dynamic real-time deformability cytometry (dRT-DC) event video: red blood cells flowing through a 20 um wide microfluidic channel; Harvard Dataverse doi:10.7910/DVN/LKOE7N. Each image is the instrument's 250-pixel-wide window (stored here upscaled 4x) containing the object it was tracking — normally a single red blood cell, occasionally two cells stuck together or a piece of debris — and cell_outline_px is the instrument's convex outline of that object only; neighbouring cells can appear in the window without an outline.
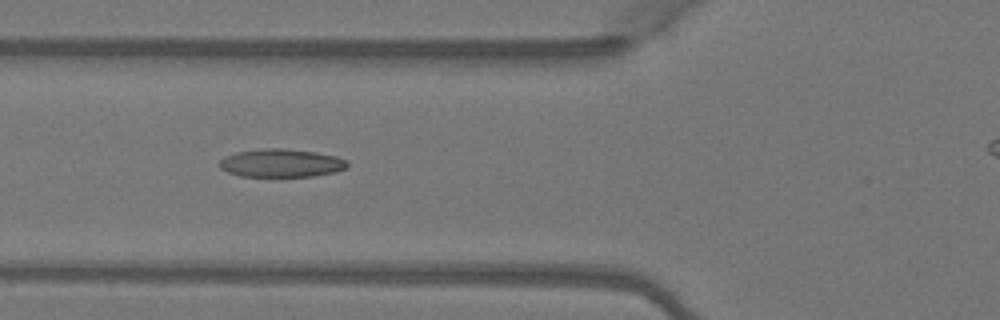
{"species": "Egyptian fruit bat (a non-hibernating species)", "species_latin": "Rousettus aegyptiacus", "temperature_condition": "warm", "stored_images_in_passage": 5, "camera_frame_rate_fps": 3000, "um_per_image_px": 0.085, "animal": {"sex": "female"}, "frame": {"image": 1, "passage_image": 4, "time_ms": 1.0, "image_size_px": [1000, 320], "cell_outline_px": [[348, 168], [336, 172], [316, 176], [240, 176], [228, 172], [220, 168], [220, 160], [224, 156], [236, 152], [264, 148], [284, 148], [316, 152], [336, 156], [348, 160]], "centroid_in_image_um": [23.94, 13.85], "position_along_channel_um": 101.9, "area_um2": 21.15}}